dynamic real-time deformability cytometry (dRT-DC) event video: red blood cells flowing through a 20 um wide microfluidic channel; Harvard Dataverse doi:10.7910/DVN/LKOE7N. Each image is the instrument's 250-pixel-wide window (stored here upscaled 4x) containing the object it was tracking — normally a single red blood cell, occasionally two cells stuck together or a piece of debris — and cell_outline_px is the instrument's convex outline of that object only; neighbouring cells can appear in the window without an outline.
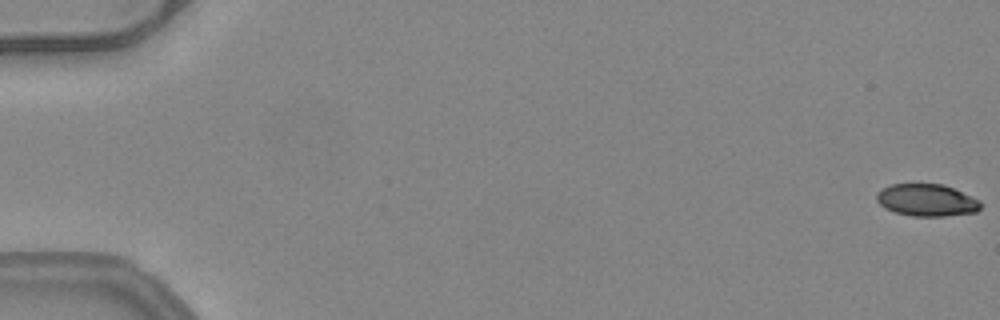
{"species": "common noctule bat (a hibernating species)", "species_latin": "Nyctalus noctula", "temperature_condition": "warm", "stored_images_in_passage": 53, "camera_frame_rate_fps": 3000, "um_per_image_px": 0.085, "animal": {"sex": "female", "body_mass_g": 24.6, "forearm_length_mm": 56.2}, "frame": {"image": 1, "passage_image": 1, "time_ms": 0.0, "image_size_px": [1000, 320], "cell_outline_px": [[984, 204], [976, 212], [944, 216], [912, 216], [896, 212], [884, 208], [876, 200], [876, 192], [892, 184], [944, 184], [980, 200]], "centroid_in_image_um": [78.79, 17.01], "position_along_channel_um": 6.2, "area_um2": 19.54}}
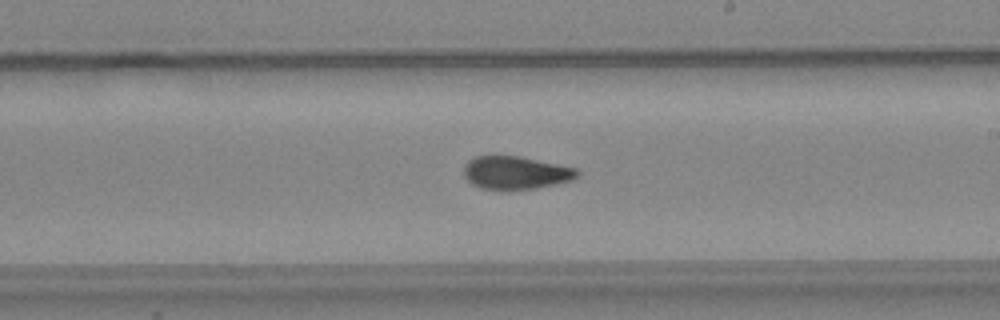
{"frame": {"image": 2, "passage_image": 32, "time_ms": 10.333, "image_size_px": [1000, 320], "cell_outline_px": [[580, 176], [572, 180], [556, 184], [536, 188], [480, 188], [472, 184], [464, 176], [464, 164], [468, 160], [476, 156], [492, 152], [520, 156], [576, 168], [580, 172]], "centroid_in_image_um": [43.8, 14.62], "position_along_channel_um": 245.2, "area_um2": 22.2}}
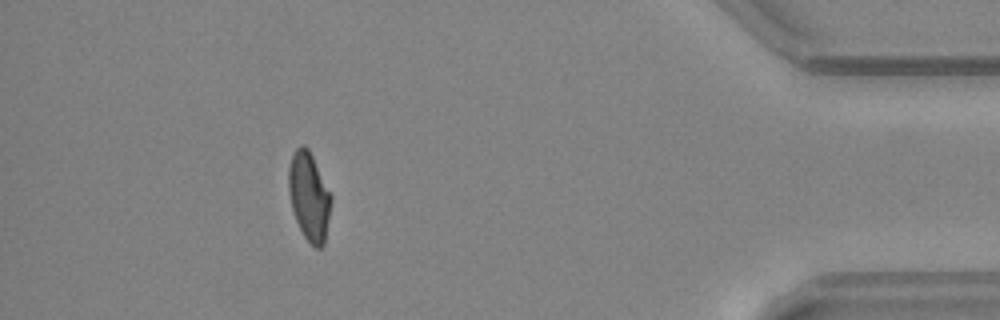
{"frame": {"image": 3, "passage_image": 48, "time_ms": 15.667, "image_size_px": [1000, 320], "cell_outline_px": [[332, 200], [324, 244], [320, 248], [316, 248], [304, 236], [296, 220], [292, 208], [288, 192], [288, 168], [292, 156], [296, 148], [300, 144], [304, 144], [308, 148], [332, 196]], "centroid_in_image_um": [26.26, 16.68], "position_along_channel_um": 408.9, "area_um2": 21.73}, "authors_computed_cell_mechanics": {"area_um2": 21.7906, "velocity_mm_per_s": 4.0258, "shape_relaxation_time_tau1_ms": null, "shape_relaxation_time_tau2_ms": 1.6317, "deformation_change_tau1": null, "deformation_change_tau2": 0.067}}